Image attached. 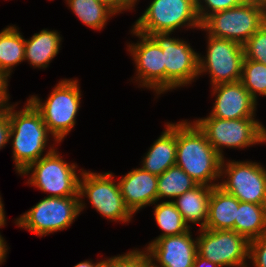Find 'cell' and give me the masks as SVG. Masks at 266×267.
<instances>
[{
	"instance_id": "7402d4cb",
	"label": "cell",
	"mask_w": 266,
	"mask_h": 267,
	"mask_svg": "<svg viewBox=\"0 0 266 267\" xmlns=\"http://www.w3.org/2000/svg\"><path fill=\"white\" fill-rule=\"evenodd\" d=\"M25 39L15 25L0 32V74L8 81L12 68L24 61Z\"/></svg>"
},
{
	"instance_id": "9c48e42d",
	"label": "cell",
	"mask_w": 266,
	"mask_h": 267,
	"mask_svg": "<svg viewBox=\"0 0 266 267\" xmlns=\"http://www.w3.org/2000/svg\"><path fill=\"white\" fill-rule=\"evenodd\" d=\"M80 214V197H45L15 221L40 237L70 227Z\"/></svg>"
},
{
	"instance_id": "1f68e13d",
	"label": "cell",
	"mask_w": 266,
	"mask_h": 267,
	"mask_svg": "<svg viewBox=\"0 0 266 267\" xmlns=\"http://www.w3.org/2000/svg\"><path fill=\"white\" fill-rule=\"evenodd\" d=\"M10 140V123H9V103L7 107L0 110V149Z\"/></svg>"
},
{
	"instance_id": "30bf717a",
	"label": "cell",
	"mask_w": 266,
	"mask_h": 267,
	"mask_svg": "<svg viewBox=\"0 0 266 267\" xmlns=\"http://www.w3.org/2000/svg\"><path fill=\"white\" fill-rule=\"evenodd\" d=\"M224 159L220 176L224 177V181L219 183V187L235 196L240 202L266 205L265 167L252 161L229 160L225 163Z\"/></svg>"
},
{
	"instance_id": "d6986e66",
	"label": "cell",
	"mask_w": 266,
	"mask_h": 267,
	"mask_svg": "<svg viewBox=\"0 0 266 267\" xmlns=\"http://www.w3.org/2000/svg\"><path fill=\"white\" fill-rule=\"evenodd\" d=\"M239 200L221 187L212 188L208 204V217L205 229L234 230Z\"/></svg>"
},
{
	"instance_id": "ba28073f",
	"label": "cell",
	"mask_w": 266,
	"mask_h": 267,
	"mask_svg": "<svg viewBox=\"0 0 266 267\" xmlns=\"http://www.w3.org/2000/svg\"><path fill=\"white\" fill-rule=\"evenodd\" d=\"M80 173L78 190L80 213L86 207L82 201L84 196L89 199L92 207L107 219L122 223L131 221L134 214L126 206L112 172L101 174L83 170Z\"/></svg>"
},
{
	"instance_id": "44dd1931",
	"label": "cell",
	"mask_w": 266,
	"mask_h": 267,
	"mask_svg": "<svg viewBox=\"0 0 266 267\" xmlns=\"http://www.w3.org/2000/svg\"><path fill=\"white\" fill-rule=\"evenodd\" d=\"M62 38L57 31L47 29L35 33L31 39L25 40V58L34 67L47 68L51 60L57 56Z\"/></svg>"
},
{
	"instance_id": "4fadbf2b",
	"label": "cell",
	"mask_w": 266,
	"mask_h": 267,
	"mask_svg": "<svg viewBox=\"0 0 266 267\" xmlns=\"http://www.w3.org/2000/svg\"><path fill=\"white\" fill-rule=\"evenodd\" d=\"M197 253L219 267H247L250 241L234 230L199 229Z\"/></svg>"
},
{
	"instance_id": "836d02e7",
	"label": "cell",
	"mask_w": 266,
	"mask_h": 267,
	"mask_svg": "<svg viewBox=\"0 0 266 267\" xmlns=\"http://www.w3.org/2000/svg\"><path fill=\"white\" fill-rule=\"evenodd\" d=\"M8 81L0 74V110L8 105L9 93L7 92Z\"/></svg>"
},
{
	"instance_id": "d4e9b609",
	"label": "cell",
	"mask_w": 266,
	"mask_h": 267,
	"mask_svg": "<svg viewBox=\"0 0 266 267\" xmlns=\"http://www.w3.org/2000/svg\"><path fill=\"white\" fill-rule=\"evenodd\" d=\"M66 2L77 18L94 30L104 28L108 19L115 15L108 7L96 0H67Z\"/></svg>"
},
{
	"instance_id": "8fae6325",
	"label": "cell",
	"mask_w": 266,
	"mask_h": 267,
	"mask_svg": "<svg viewBox=\"0 0 266 267\" xmlns=\"http://www.w3.org/2000/svg\"><path fill=\"white\" fill-rule=\"evenodd\" d=\"M171 33H154L150 37L162 49L165 64V92L191 84L199 76V53L186 41L170 38Z\"/></svg>"
},
{
	"instance_id": "d590c367",
	"label": "cell",
	"mask_w": 266,
	"mask_h": 267,
	"mask_svg": "<svg viewBox=\"0 0 266 267\" xmlns=\"http://www.w3.org/2000/svg\"><path fill=\"white\" fill-rule=\"evenodd\" d=\"M8 251L5 239L0 234V265L4 262Z\"/></svg>"
},
{
	"instance_id": "5b68a950",
	"label": "cell",
	"mask_w": 266,
	"mask_h": 267,
	"mask_svg": "<svg viewBox=\"0 0 266 267\" xmlns=\"http://www.w3.org/2000/svg\"><path fill=\"white\" fill-rule=\"evenodd\" d=\"M49 148L45 156L31 164L21 176L31 174L27 183L50 193L48 197L79 196L80 175L76 173V164L67 163L56 148Z\"/></svg>"
},
{
	"instance_id": "f35d334b",
	"label": "cell",
	"mask_w": 266,
	"mask_h": 267,
	"mask_svg": "<svg viewBox=\"0 0 266 267\" xmlns=\"http://www.w3.org/2000/svg\"><path fill=\"white\" fill-rule=\"evenodd\" d=\"M94 267H109V258L106 260H101L94 264Z\"/></svg>"
},
{
	"instance_id": "8d00e7d4",
	"label": "cell",
	"mask_w": 266,
	"mask_h": 267,
	"mask_svg": "<svg viewBox=\"0 0 266 267\" xmlns=\"http://www.w3.org/2000/svg\"><path fill=\"white\" fill-rule=\"evenodd\" d=\"M3 201L1 200L0 196V228L5 226L6 224V218H5V211H4V204L2 203Z\"/></svg>"
},
{
	"instance_id": "7c38bea8",
	"label": "cell",
	"mask_w": 266,
	"mask_h": 267,
	"mask_svg": "<svg viewBox=\"0 0 266 267\" xmlns=\"http://www.w3.org/2000/svg\"><path fill=\"white\" fill-rule=\"evenodd\" d=\"M207 54L199 55V75L208 72L212 86L241 80L244 60L243 45L208 35Z\"/></svg>"
},
{
	"instance_id": "6da1fadb",
	"label": "cell",
	"mask_w": 266,
	"mask_h": 267,
	"mask_svg": "<svg viewBox=\"0 0 266 267\" xmlns=\"http://www.w3.org/2000/svg\"><path fill=\"white\" fill-rule=\"evenodd\" d=\"M221 157L208 142L205 133L193 122L182 120L177 123L176 165L198 184L210 187L221 178Z\"/></svg>"
},
{
	"instance_id": "9a60e30c",
	"label": "cell",
	"mask_w": 266,
	"mask_h": 267,
	"mask_svg": "<svg viewBox=\"0 0 266 267\" xmlns=\"http://www.w3.org/2000/svg\"><path fill=\"white\" fill-rule=\"evenodd\" d=\"M191 233L189 229L179 235L165 236L149 242L145 248L147 261L153 267H193L198 253L197 239H192Z\"/></svg>"
},
{
	"instance_id": "ac0fdd59",
	"label": "cell",
	"mask_w": 266,
	"mask_h": 267,
	"mask_svg": "<svg viewBox=\"0 0 266 267\" xmlns=\"http://www.w3.org/2000/svg\"><path fill=\"white\" fill-rule=\"evenodd\" d=\"M165 130L145 154L142 166L147 172L160 176L176 165L177 123H167Z\"/></svg>"
},
{
	"instance_id": "2e32d148",
	"label": "cell",
	"mask_w": 266,
	"mask_h": 267,
	"mask_svg": "<svg viewBox=\"0 0 266 267\" xmlns=\"http://www.w3.org/2000/svg\"><path fill=\"white\" fill-rule=\"evenodd\" d=\"M215 103L210 115L220 119L255 118L257 102L241 81L212 86Z\"/></svg>"
},
{
	"instance_id": "e575fe53",
	"label": "cell",
	"mask_w": 266,
	"mask_h": 267,
	"mask_svg": "<svg viewBox=\"0 0 266 267\" xmlns=\"http://www.w3.org/2000/svg\"><path fill=\"white\" fill-rule=\"evenodd\" d=\"M219 267L218 265L214 264L213 262L199 256L198 254L195 257L193 267Z\"/></svg>"
},
{
	"instance_id": "4316f807",
	"label": "cell",
	"mask_w": 266,
	"mask_h": 267,
	"mask_svg": "<svg viewBox=\"0 0 266 267\" xmlns=\"http://www.w3.org/2000/svg\"><path fill=\"white\" fill-rule=\"evenodd\" d=\"M240 81L257 102L258 95L266 96V65L244 57Z\"/></svg>"
},
{
	"instance_id": "83f0119b",
	"label": "cell",
	"mask_w": 266,
	"mask_h": 267,
	"mask_svg": "<svg viewBox=\"0 0 266 267\" xmlns=\"http://www.w3.org/2000/svg\"><path fill=\"white\" fill-rule=\"evenodd\" d=\"M244 57L266 65V23L243 45Z\"/></svg>"
},
{
	"instance_id": "ab89813d",
	"label": "cell",
	"mask_w": 266,
	"mask_h": 267,
	"mask_svg": "<svg viewBox=\"0 0 266 267\" xmlns=\"http://www.w3.org/2000/svg\"><path fill=\"white\" fill-rule=\"evenodd\" d=\"M246 1L266 8V0H246Z\"/></svg>"
},
{
	"instance_id": "f546056e",
	"label": "cell",
	"mask_w": 266,
	"mask_h": 267,
	"mask_svg": "<svg viewBox=\"0 0 266 267\" xmlns=\"http://www.w3.org/2000/svg\"><path fill=\"white\" fill-rule=\"evenodd\" d=\"M147 262L145 250H132L109 258V267H142Z\"/></svg>"
},
{
	"instance_id": "4dcf8cb0",
	"label": "cell",
	"mask_w": 266,
	"mask_h": 267,
	"mask_svg": "<svg viewBox=\"0 0 266 267\" xmlns=\"http://www.w3.org/2000/svg\"><path fill=\"white\" fill-rule=\"evenodd\" d=\"M249 259L255 267H266V231L250 241Z\"/></svg>"
},
{
	"instance_id": "d6a6232c",
	"label": "cell",
	"mask_w": 266,
	"mask_h": 267,
	"mask_svg": "<svg viewBox=\"0 0 266 267\" xmlns=\"http://www.w3.org/2000/svg\"><path fill=\"white\" fill-rule=\"evenodd\" d=\"M96 1L108 7L114 14L122 13V11L128 9L132 10L135 7V4L137 3V0H96Z\"/></svg>"
},
{
	"instance_id": "8992f818",
	"label": "cell",
	"mask_w": 266,
	"mask_h": 267,
	"mask_svg": "<svg viewBox=\"0 0 266 267\" xmlns=\"http://www.w3.org/2000/svg\"><path fill=\"white\" fill-rule=\"evenodd\" d=\"M194 122L223 158L224 147L241 149L266 142V128L255 118L220 119L209 115Z\"/></svg>"
},
{
	"instance_id": "5bb4252c",
	"label": "cell",
	"mask_w": 266,
	"mask_h": 267,
	"mask_svg": "<svg viewBox=\"0 0 266 267\" xmlns=\"http://www.w3.org/2000/svg\"><path fill=\"white\" fill-rule=\"evenodd\" d=\"M140 41L127 45L136 66V81L140 87L153 89L157 95L165 92V64L162 49L150 37L132 29Z\"/></svg>"
},
{
	"instance_id": "f1b7e54d",
	"label": "cell",
	"mask_w": 266,
	"mask_h": 267,
	"mask_svg": "<svg viewBox=\"0 0 266 267\" xmlns=\"http://www.w3.org/2000/svg\"><path fill=\"white\" fill-rule=\"evenodd\" d=\"M245 1L246 0H196V8L200 22L202 23L212 13L234 8Z\"/></svg>"
},
{
	"instance_id": "52a82bcc",
	"label": "cell",
	"mask_w": 266,
	"mask_h": 267,
	"mask_svg": "<svg viewBox=\"0 0 266 267\" xmlns=\"http://www.w3.org/2000/svg\"><path fill=\"white\" fill-rule=\"evenodd\" d=\"M180 27L201 29L196 0H152L132 29L150 36L172 33Z\"/></svg>"
},
{
	"instance_id": "e0dca14e",
	"label": "cell",
	"mask_w": 266,
	"mask_h": 267,
	"mask_svg": "<svg viewBox=\"0 0 266 267\" xmlns=\"http://www.w3.org/2000/svg\"><path fill=\"white\" fill-rule=\"evenodd\" d=\"M126 206L135 214L147 205L158 202V176L143 168H135L118 182Z\"/></svg>"
},
{
	"instance_id": "3957f363",
	"label": "cell",
	"mask_w": 266,
	"mask_h": 267,
	"mask_svg": "<svg viewBox=\"0 0 266 267\" xmlns=\"http://www.w3.org/2000/svg\"><path fill=\"white\" fill-rule=\"evenodd\" d=\"M80 98L78 80L63 79L54 87L45 102L42 103V100L33 95L28 100L40 112L54 141L59 143L76 124Z\"/></svg>"
},
{
	"instance_id": "277c9868",
	"label": "cell",
	"mask_w": 266,
	"mask_h": 267,
	"mask_svg": "<svg viewBox=\"0 0 266 267\" xmlns=\"http://www.w3.org/2000/svg\"><path fill=\"white\" fill-rule=\"evenodd\" d=\"M266 23V8L248 1L209 15L201 29L207 35L228 39L244 45L246 41Z\"/></svg>"
},
{
	"instance_id": "60d3db41",
	"label": "cell",
	"mask_w": 266,
	"mask_h": 267,
	"mask_svg": "<svg viewBox=\"0 0 266 267\" xmlns=\"http://www.w3.org/2000/svg\"><path fill=\"white\" fill-rule=\"evenodd\" d=\"M142 267H153L148 261Z\"/></svg>"
},
{
	"instance_id": "603a6c76",
	"label": "cell",
	"mask_w": 266,
	"mask_h": 267,
	"mask_svg": "<svg viewBox=\"0 0 266 267\" xmlns=\"http://www.w3.org/2000/svg\"><path fill=\"white\" fill-rule=\"evenodd\" d=\"M265 231L266 205L239 201L235 232L251 241L260 237Z\"/></svg>"
},
{
	"instance_id": "484cf974",
	"label": "cell",
	"mask_w": 266,
	"mask_h": 267,
	"mask_svg": "<svg viewBox=\"0 0 266 267\" xmlns=\"http://www.w3.org/2000/svg\"><path fill=\"white\" fill-rule=\"evenodd\" d=\"M154 208V217L157 225L163 231L157 238L179 235L187 232L190 227L185 223L182 214L177 210L175 204L169 201H162Z\"/></svg>"
},
{
	"instance_id": "cb8c5ba5",
	"label": "cell",
	"mask_w": 266,
	"mask_h": 267,
	"mask_svg": "<svg viewBox=\"0 0 266 267\" xmlns=\"http://www.w3.org/2000/svg\"><path fill=\"white\" fill-rule=\"evenodd\" d=\"M197 185L198 183L179 166H171L158 176V201L164 197L174 199Z\"/></svg>"
},
{
	"instance_id": "74e56055",
	"label": "cell",
	"mask_w": 266,
	"mask_h": 267,
	"mask_svg": "<svg viewBox=\"0 0 266 267\" xmlns=\"http://www.w3.org/2000/svg\"><path fill=\"white\" fill-rule=\"evenodd\" d=\"M94 264L95 263H93L92 260L91 261L85 260L76 264L74 267H94Z\"/></svg>"
},
{
	"instance_id": "ffe728a7",
	"label": "cell",
	"mask_w": 266,
	"mask_h": 267,
	"mask_svg": "<svg viewBox=\"0 0 266 267\" xmlns=\"http://www.w3.org/2000/svg\"><path fill=\"white\" fill-rule=\"evenodd\" d=\"M212 188L208 185L198 184L193 189L176 197V200H171L190 228L192 226L188 224L189 222L200 225L199 229L205 228Z\"/></svg>"
},
{
	"instance_id": "7a4b0ae2",
	"label": "cell",
	"mask_w": 266,
	"mask_h": 267,
	"mask_svg": "<svg viewBox=\"0 0 266 267\" xmlns=\"http://www.w3.org/2000/svg\"><path fill=\"white\" fill-rule=\"evenodd\" d=\"M16 105H9L10 139L13 160L21 175L31 164L42 158L49 140V130L40 112L28 100L23 109L16 111ZM15 106V107H14Z\"/></svg>"
}]
</instances>
